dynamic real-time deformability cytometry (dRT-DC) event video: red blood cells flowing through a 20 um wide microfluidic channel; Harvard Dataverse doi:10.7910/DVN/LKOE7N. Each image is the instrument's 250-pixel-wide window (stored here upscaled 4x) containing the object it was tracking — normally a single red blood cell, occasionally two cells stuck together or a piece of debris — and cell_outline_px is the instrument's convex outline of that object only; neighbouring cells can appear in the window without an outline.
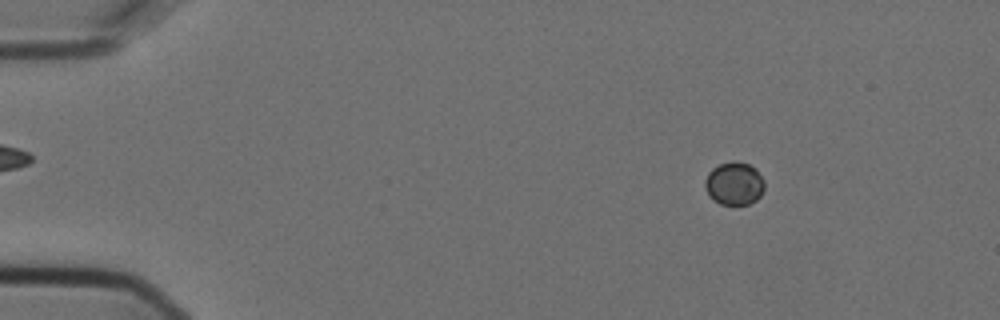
{"species": "Egyptian fruit bat (a non-hibernating species)", "species_latin": "Rousettus aegyptiacus", "temperature_condition": "cold", "stored_images_in_passage": 56, "camera_frame_rate_fps": 3000, "um_per_image_px": 0.085, "animal": {"sex": "female"}, "frame": {"image": 1, "passage_image": 8, "time_ms": 2.333, "image_size_px": [1000, 320], "cell_outline_px": [[764, 188], [760, 196], [756, 200], [748, 204], [720, 204], [712, 200], [704, 188], [704, 180], [708, 172], [712, 168], [720, 164], [732, 160], [736, 160], [748, 164], [756, 168], [764, 180]], "centroid_in_image_um": [62.39, 15.58], "position_along_channel_um": 22.6, "area_um2": 15.14}}
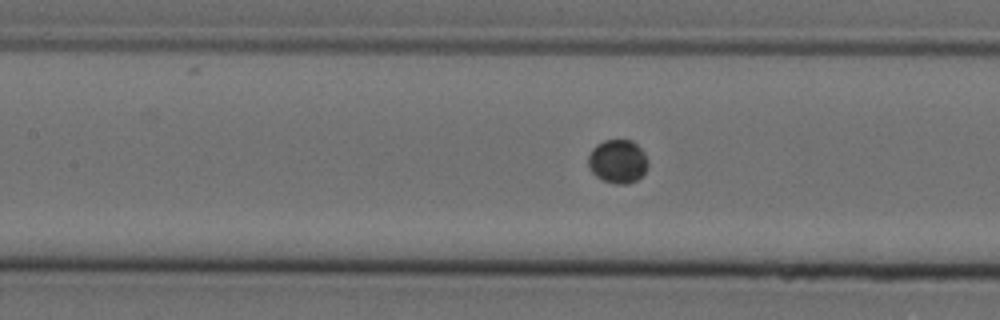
{"frame": {"image": 2, "passage_image": 26, "time_ms": 8.333, "image_size_px": [1000, 320], "cell_outline_px": [[648, 164], [644, 172], [636, 180], [628, 184], [616, 184], [604, 180], [596, 176], [588, 168], [588, 156], [592, 148], [596, 144], [604, 140], [632, 140], [644, 152], [648, 160]], "centroid_in_image_um": [52.49, 13.71], "position_along_channel_um": 154.9, "area_um2": 15.2}}
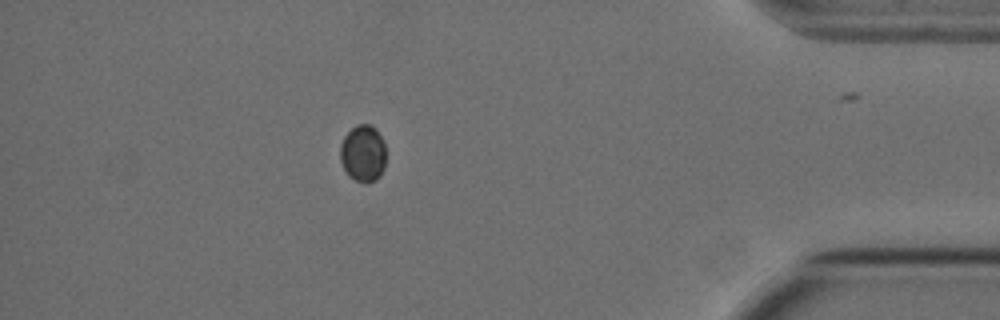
{"frame": {"image": 3, "passage_image": 50, "time_ms": 16.333, "image_size_px": [1000, 320], "cell_outline_px": [[384, 168], [380, 176], [376, 180], [368, 184], [364, 184], [348, 176], [340, 160], [340, 144], [344, 136], [356, 124], [372, 124], [376, 128], [384, 144]], "centroid_in_image_um": [30.84, 13.05], "position_along_channel_um": 404.4, "area_um2": 15.32}}